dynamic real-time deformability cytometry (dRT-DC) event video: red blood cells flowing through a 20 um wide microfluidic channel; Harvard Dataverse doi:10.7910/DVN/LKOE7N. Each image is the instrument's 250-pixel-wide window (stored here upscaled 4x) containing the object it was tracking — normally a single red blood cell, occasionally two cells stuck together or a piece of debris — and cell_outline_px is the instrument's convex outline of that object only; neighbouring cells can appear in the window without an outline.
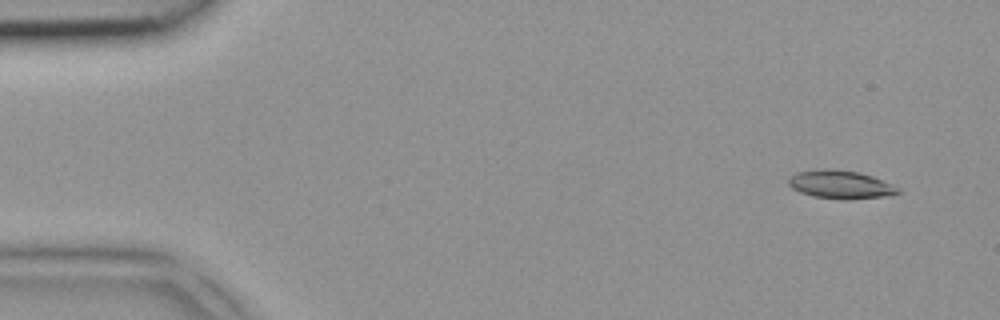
{"species": "common noctule bat (a hibernating species)", "species_latin": "Nyctalus noctula", "temperature_condition": "room temperature", "stored_images_in_passage": 4, "camera_frame_rate_fps": 3000, "um_per_image_px": 0.085, "animal": {"sex": "female", "body_mass_g": 18.4}, "frame": {"image": 1, "passage_image": 1, "time_ms": 0.0, "image_size_px": [1000, 320], "cell_outline_px": [[900, 192], [892, 196], [848, 200], [840, 200], [816, 196], [800, 192], [792, 188], [788, 184], [788, 180], [796, 172], [820, 168], [832, 168], [860, 172], [872, 176], [892, 184]], "centroid_in_image_um": [71.45, 15.68], "position_along_channel_um": 13.5, "area_um2": 18.26}}